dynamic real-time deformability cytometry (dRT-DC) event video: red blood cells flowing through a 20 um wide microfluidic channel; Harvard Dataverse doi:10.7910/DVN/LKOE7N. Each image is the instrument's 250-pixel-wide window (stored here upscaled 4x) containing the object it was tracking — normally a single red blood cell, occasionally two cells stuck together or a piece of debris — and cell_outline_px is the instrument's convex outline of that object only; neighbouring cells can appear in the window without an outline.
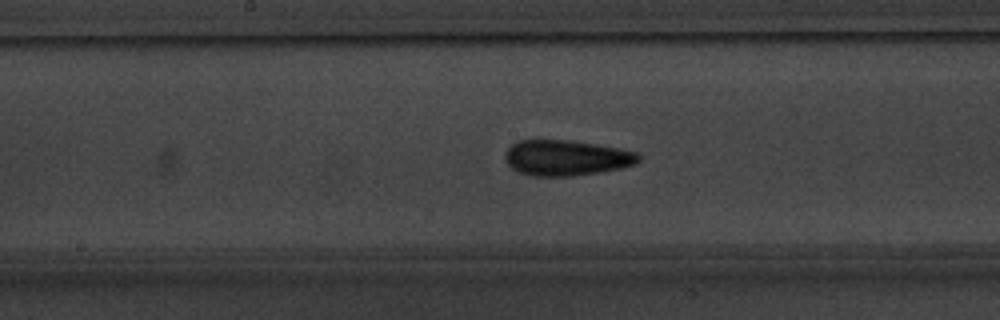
{"species": "common noctule bat (a hibernating species)", "species_latin": "Nyctalus noctula", "temperature_condition": "warm", "stored_images_in_passage": 47, "camera_frame_rate_fps": 3000, "um_per_image_px": 0.085, "animal": {"sex": "male", "body_mass_g": 20.1, "forearm_length_mm": 53.5}, "frame": {"image": 1, "passage_image": 27, "time_ms": 8.667, "image_size_px": [1000, 320], "cell_outline_px": [[640, 160], [636, 164], [620, 168], [600, 172], [572, 176], [528, 176], [512, 168], [504, 160], [504, 152], [516, 140], [572, 140], [620, 148], [640, 152]], "centroid_in_image_um": [48.14, 13.41], "position_along_channel_um": 200.1, "area_um2": 28.03}, "authors_computed_cell_mechanics": {"area_um2": 25.7788, "velocity_mm_per_s": 3.8073, "shape_relaxation_time_tau1_ms": 4.7939, "shape_relaxation_time_tau2_ms": 2.442, "deformation_change_tau1": 0.1686, "deformation_change_tau2": 0.1056}}